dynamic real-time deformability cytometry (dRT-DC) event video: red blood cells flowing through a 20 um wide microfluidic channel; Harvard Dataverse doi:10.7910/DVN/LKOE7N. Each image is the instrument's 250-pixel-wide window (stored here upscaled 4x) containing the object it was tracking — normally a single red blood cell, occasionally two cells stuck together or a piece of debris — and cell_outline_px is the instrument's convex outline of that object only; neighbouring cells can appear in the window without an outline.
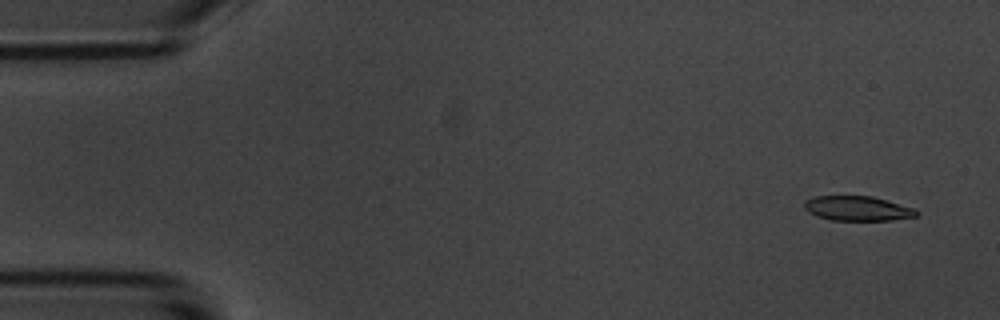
{"species": "common noctule bat (a hibernating species)", "species_latin": "Nyctalus noctula", "temperature_condition": "room temperature", "stored_images_in_passage": 54, "camera_frame_rate_fps": 3000, "um_per_image_px": 0.085, "animal": {"sex": "male", "body_mass_g": 20.1, "forearm_length_mm": 53.5}, "frame": {"image": 1, "passage_image": 1, "time_ms": 0.0, "image_size_px": [1000, 320], "cell_outline_px": [[920, 212], [916, 216], [892, 220], [832, 220], [816, 216], [808, 212], [804, 208], [804, 200], [816, 196], [872, 196], [916, 208]], "centroid_in_image_um": [72.9, 17.71], "position_along_channel_um": 12.1, "area_um2": 16.24}}
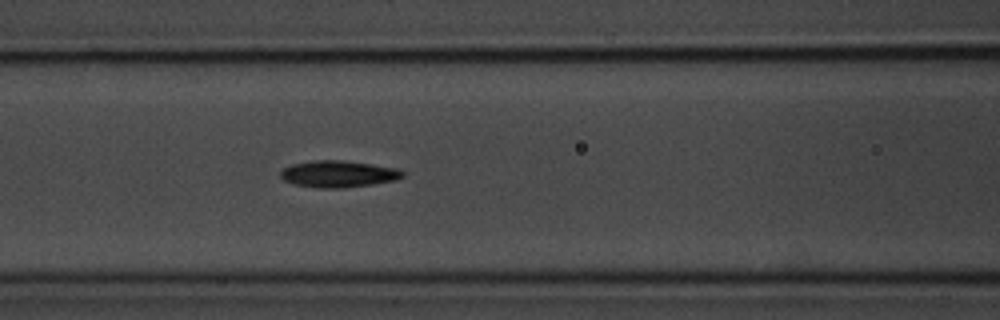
{"frame": {"image": 2, "passage_image": 21, "time_ms": 6.667, "image_size_px": [1000, 320], "cell_outline_px": [[404, 176], [396, 180], [372, 184], [344, 188], [320, 188], [292, 184], [284, 180], [280, 176], [280, 172], [284, 168], [292, 164], [312, 160], [340, 160], [372, 164], [396, 168], [404, 172]], "centroid_in_image_um": [28.74, 14.79], "position_along_channel_um": 137.9, "area_um2": 19.02}}
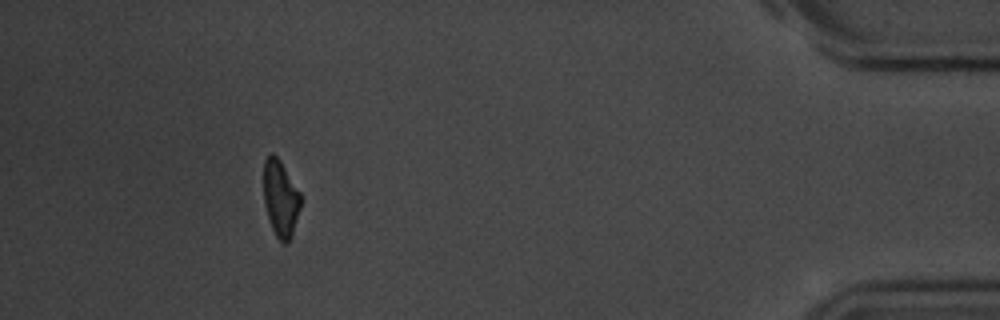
{"frame": {"image": 3, "passage_image": 49, "time_ms": 16.0, "image_size_px": [1000, 320], "cell_outline_px": [[300, 208], [292, 236], [288, 244], [284, 244], [276, 236], [272, 228], [264, 204], [264, 160], [268, 152], [272, 152], [280, 160], [300, 192]], "centroid_in_image_um": [23.84, 16.86], "position_along_channel_um": 411.4, "area_um2": 16.53}, "authors_computed_cell_mechanics": {"area_um2": 17.8313, "velocity_mm_per_s": 3.5738, "shape_relaxation_time_tau1_ms": 3.5003, "shape_relaxation_time_tau2_ms": 7.4031, "deformation_change_tau1": 0.1271, "deformation_change_tau2": 0.1644}}